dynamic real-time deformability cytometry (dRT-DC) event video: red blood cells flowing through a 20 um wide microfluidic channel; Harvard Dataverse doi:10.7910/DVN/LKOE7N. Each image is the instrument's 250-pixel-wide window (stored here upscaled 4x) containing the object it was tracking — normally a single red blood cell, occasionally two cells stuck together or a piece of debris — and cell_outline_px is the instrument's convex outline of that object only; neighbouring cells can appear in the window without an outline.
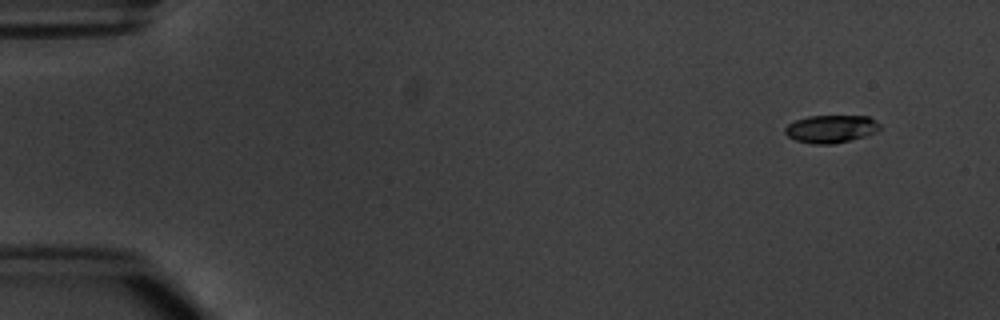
{"species": "common noctule bat (a hibernating species)", "species_latin": "Nyctalus noctula", "temperature_condition": "warm", "stored_images_in_passage": 5, "camera_frame_rate_fps": 3000, "um_per_image_px": 0.085, "animal": {"sex": "male", "body_mass_g": 20.1, "forearm_length_mm": 53.5}, "frame": {"image": 1, "passage_image": 1, "time_ms": 0.0, "image_size_px": [1000, 320], "cell_outline_px": [[880, 128], [876, 132], [864, 136], [832, 144], [812, 144], [796, 140], [788, 136], [784, 132], [784, 128], [788, 124], [796, 120], [808, 116], [868, 116], [876, 120], [880, 124]], "centroid_in_image_um": [70.62, 10.95], "position_along_channel_um": 14.4, "area_um2": 15.26}}
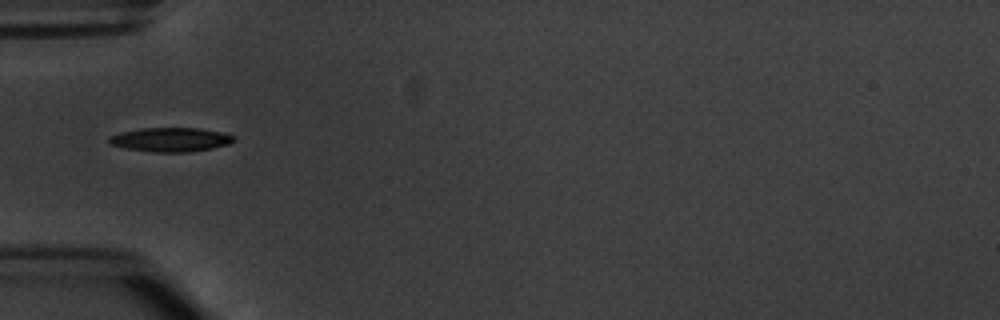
{"frame": {"image": 2, "passage_image": 5, "time_ms": 4.667, "image_size_px": [1000, 320], "cell_outline_px": [[236, 140], [228, 144], [212, 148], [188, 152], [152, 152], [124, 148], [108, 144], [108, 136], [120, 132], [140, 128], [200, 128], [220, 132], [236, 136]], "centroid_in_image_um": [14.46, 11.86], "position_along_channel_um": 70.5, "area_um2": 17.69}}